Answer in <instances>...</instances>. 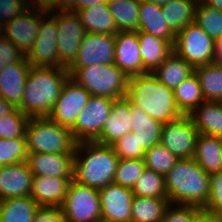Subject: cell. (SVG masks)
<instances>
[{
	"label": "cell",
	"mask_w": 222,
	"mask_h": 222,
	"mask_svg": "<svg viewBox=\"0 0 222 222\" xmlns=\"http://www.w3.org/2000/svg\"><path fill=\"white\" fill-rule=\"evenodd\" d=\"M26 56L0 33V70L5 66L22 61Z\"/></svg>",
	"instance_id": "cell-45"
},
{
	"label": "cell",
	"mask_w": 222,
	"mask_h": 222,
	"mask_svg": "<svg viewBox=\"0 0 222 222\" xmlns=\"http://www.w3.org/2000/svg\"><path fill=\"white\" fill-rule=\"evenodd\" d=\"M205 101L222 102V64L212 62L194 68Z\"/></svg>",
	"instance_id": "cell-32"
},
{
	"label": "cell",
	"mask_w": 222,
	"mask_h": 222,
	"mask_svg": "<svg viewBox=\"0 0 222 222\" xmlns=\"http://www.w3.org/2000/svg\"><path fill=\"white\" fill-rule=\"evenodd\" d=\"M76 3L77 0H60V3L53 10L76 12Z\"/></svg>",
	"instance_id": "cell-48"
},
{
	"label": "cell",
	"mask_w": 222,
	"mask_h": 222,
	"mask_svg": "<svg viewBox=\"0 0 222 222\" xmlns=\"http://www.w3.org/2000/svg\"><path fill=\"white\" fill-rule=\"evenodd\" d=\"M31 68L26 57L0 70V97L16 108L21 105L27 75Z\"/></svg>",
	"instance_id": "cell-21"
},
{
	"label": "cell",
	"mask_w": 222,
	"mask_h": 222,
	"mask_svg": "<svg viewBox=\"0 0 222 222\" xmlns=\"http://www.w3.org/2000/svg\"><path fill=\"white\" fill-rule=\"evenodd\" d=\"M59 61L68 68L76 59L80 42L87 33L76 12L57 11Z\"/></svg>",
	"instance_id": "cell-13"
},
{
	"label": "cell",
	"mask_w": 222,
	"mask_h": 222,
	"mask_svg": "<svg viewBox=\"0 0 222 222\" xmlns=\"http://www.w3.org/2000/svg\"><path fill=\"white\" fill-rule=\"evenodd\" d=\"M193 159L209 175L222 170V138L199 133Z\"/></svg>",
	"instance_id": "cell-26"
},
{
	"label": "cell",
	"mask_w": 222,
	"mask_h": 222,
	"mask_svg": "<svg viewBox=\"0 0 222 222\" xmlns=\"http://www.w3.org/2000/svg\"><path fill=\"white\" fill-rule=\"evenodd\" d=\"M117 31H137L141 0H108Z\"/></svg>",
	"instance_id": "cell-33"
},
{
	"label": "cell",
	"mask_w": 222,
	"mask_h": 222,
	"mask_svg": "<svg viewBox=\"0 0 222 222\" xmlns=\"http://www.w3.org/2000/svg\"><path fill=\"white\" fill-rule=\"evenodd\" d=\"M73 178L33 176L30 196L40 207H61Z\"/></svg>",
	"instance_id": "cell-22"
},
{
	"label": "cell",
	"mask_w": 222,
	"mask_h": 222,
	"mask_svg": "<svg viewBox=\"0 0 222 222\" xmlns=\"http://www.w3.org/2000/svg\"><path fill=\"white\" fill-rule=\"evenodd\" d=\"M112 148L119 159H143L145 151L138 145L133 132H129L115 141Z\"/></svg>",
	"instance_id": "cell-43"
},
{
	"label": "cell",
	"mask_w": 222,
	"mask_h": 222,
	"mask_svg": "<svg viewBox=\"0 0 222 222\" xmlns=\"http://www.w3.org/2000/svg\"><path fill=\"white\" fill-rule=\"evenodd\" d=\"M30 5L24 0H0V29L15 16L22 14Z\"/></svg>",
	"instance_id": "cell-46"
},
{
	"label": "cell",
	"mask_w": 222,
	"mask_h": 222,
	"mask_svg": "<svg viewBox=\"0 0 222 222\" xmlns=\"http://www.w3.org/2000/svg\"><path fill=\"white\" fill-rule=\"evenodd\" d=\"M16 107L0 97V118L12 113Z\"/></svg>",
	"instance_id": "cell-51"
},
{
	"label": "cell",
	"mask_w": 222,
	"mask_h": 222,
	"mask_svg": "<svg viewBox=\"0 0 222 222\" xmlns=\"http://www.w3.org/2000/svg\"><path fill=\"white\" fill-rule=\"evenodd\" d=\"M90 96L87 90L69 78L48 117L59 125L71 129L75 125L77 115L83 110Z\"/></svg>",
	"instance_id": "cell-14"
},
{
	"label": "cell",
	"mask_w": 222,
	"mask_h": 222,
	"mask_svg": "<svg viewBox=\"0 0 222 222\" xmlns=\"http://www.w3.org/2000/svg\"><path fill=\"white\" fill-rule=\"evenodd\" d=\"M203 212L222 222V170L210 175V196Z\"/></svg>",
	"instance_id": "cell-42"
},
{
	"label": "cell",
	"mask_w": 222,
	"mask_h": 222,
	"mask_svg": "<svg viewBox=\"0 0 222 222\" xmlns=\"http://www.w3.org/2000/svg\"><path fill=\"white\" fill-rule=\"evenodd\" d=\"M143 160L146 168L165 177L179 159L164 145L158 143L144 153Z\"/></svg>",
	"instance_id": "cell-38"
},
{
	"label": "cell",
	"mask_w": 222,
	"mask_h": 222,
	"mask_svg": "<svg viewBox=\"0 0 222 222\" xmlns=\"http://www.w3.org/2000/svg\"><path fill=\"white\" fill-rule=\"evenodd\" d=\"M48 11L30 6L22 14L8 21L0 33L8 38L25 56L32 49L37 37L41 18Z\"/></svg>",
	"instance_id": "cell-12"
},
{
	"label": "cell",
	"mask_w": 222,
	"mask_h": 222,
	"mask_svg": "<svg viewBox=\"0 0 222 222\" xmlns=\"http://www.w3.org/2000/svg\"><path fill=\"white\" fill-rule=\"evenodd\" d=\"M131 119V101L127 97L114 100L110 116L105 121L100 135L94 141L112 145L125 134L131 132Z\"/></svg>",
	"instance_id": "cell-20"
},
{
	"label": "cell",
	"mask_w": 222,
	"mask_h": 222,
	"mask_svg": "<svg viewBox=\"0 0 222 222\" xmlns=\"http://www.w3.org/2000/svg\"><path fill=\"white\" fill-rule=\"evenodd\" d=\"M115 35L86 33L75 61L69 67H84L93 64L114 62Z\"/></svg>",
	"instance_id": "cell-15"
},
{
	"label": "cell",
	"mask_w": 222,
	"mask_h": 222,
	"mask_svg": "<svg viewBox=\"0 0 222 222\" xmlns=\"http://www.w3.org/2000/svg\"><path fill=\"white\" fill-rule=\"evenodd\" d=\"M26 3H28L30 6L35 7V0H24Z\"/></svg>",
	"instance_id": "cell-56"
},
{
	"label": "cell",
	"mask_w": 222,
	"mask_h": 222,
	"mask_svg": "<svg viewBox=\"0 0 222 222\" xmlns=\"http://www.w3.org/2000/svg\"><path fill=\"white\" fill-rule=\"evenodd\" d=\"M203 213V209L195 206L170 204L161 222H195Z\"/></svg>",
	"instance_id": "cell-44"
},
{
	"label": "cell",
	"mask_w": 222,
	"mask_h": 222,
	"mask_svg": "<svg viewBox=\"0 0 222 222\" xmlns=\"http://www.w3.org/2000/svg\"><path fill=\"white\" fill-rule=\"evenodd\" d=\"M114 99L104 96H90L83 110L77 115L75 125L70 129L77 142L94 141L101 133L110 116Z\"/></svg>",
	"instance_id": "cell-10"
},
{
	"label": "cell",
	"mask_w": 222,
	"mask_h": 222,
	"mask_svg": "<svg viewBox=\"0 0 222 222\" xmlns=\"http://www.w3.org/2000/svg\"><path fill=\"white\" fill-rule=\"evenodd\" d=\"M132 123L131 132L138 145L146 152L153 145L160 143L162 125L159 120L152 118L147 112L131 103Z\"/></svg>",
	"instance_id": "cell-23"
},
{
	"label": "cell",
	"mask_w": 222,
	"mask_h": 222,
	"mask_svg": "<svg viewBox=\"0 0 222 222\" xmlns=\"http://www.w3.org/2000/svg\"><path fill=\"white\" fill-rule=\"evenodd\" d=\"M59 3L60 0H35V8L52 11Z\"/></svg>",
	"instance_id": "cell-49"
},
{
	"label": "cell",
	"mask_w": 222,
	"mask_h": 222,
	"mask_svg": "<svg viewBox=\"0 0 222 222\" xmlns=\"http://www.w3.org/2000/svg\"><path fill=\"white\" fill-rule=\"evenodd\" d=\"M188 116L198 133L222 138V102L204 101Z\"/></svg>",
	"instance_id": "cell-27"
},
{
	"label": "cell",
	"mask_w": 222,
	"mask_h": 222,
	"mask_svg": "<svg viewBox=\"0 0 222 222\" xmlns=\"http://www.w3.org/2000/svg\"><path fill=\"white\" fill-rule=\"evenodd\" d=\"M169 205L168 198L134 196L132 222H161Z\"/></svg>",
	"instance_id": "cell-34"
},
{
	"label": "cell",
	"mask_w": 222,
	"mask_h": 222,
	"mask_svg": "<svg viewBox=\"0 0 222 222\" xmlns=\"http://www.w3.org/2000/svg\"><path fill=\"white\" fill-rule=\"evenodd\" d=\"M74 154L29 153L27 164L33 176L73 178Z\"/></svg>",
	"instance_id": "cell-19"
},
{
	"label": "cell",
	"mask_w": 222,
	"mask_h": 222,
	"mask_svg": "<svg viewBox=\"0 0 222 222\" xmlns=\"http://www.w3.org/2000/svg\"><path fill=\"white\" fill-rule=\"evenodd\" d=\"M194 23L214 41L222 37V10L211 7L202 0L197 3Z\"/></svg>",
	"instance_id": "cell-36"
},
{
	"label": "cell",
	"mask_w": 222,
	"mask_h": 222,
	"mask_svg": "<svg viewBox=\"0 0 222 222\" xmlns=\"http://www.w3.org/2000/svg\"><path fill=\"white\" fill-rule=\"evenodd\" d=\"M28 154L26 138H0V166L26 162Z\"/></svg>",
	"instance_id": "cell-40"
},
{
	"label": "cell",
	"mask_w": 222,
	"mask_h": 222,
	"mask_svg": "<svg viewBox=\"0 0 222 222\" xmlns=\"http://www.w3.org/2000/svg\"><path fill=\"white\" fill-rule=\"evenodd\" d=\"M134 196L168 198L165 188V177L145 168L132 188Z\"/></svg>",
	"instance_id": "cell-37"
},
{
	"label": "cell",
	"mask_w": 222,
	"mask_h": 222,
	"mask_svg": "<svg viewBox=\"0 0 222 222\" xmlns=\"http://www.w3.org/2000/svg\"><path fill=\"white\" fill-rule=\"evenodd\" d=\"M199 0H170L161 6L164 20L175 32L194 23L195 9Z\"/></svg>",
	"instance_id": "cell-31"
},
{
	"label": "cell",
	"mask_w": 222,
	"mask_h": 222,
	"mask_svg": "<svg viewBox=\"0 0 222 222\" xmlns=\"http://www.w3.org/2000/svg\"><path fill=\"white\" fill-rule=\"evenodd\" d=\"M58 29L57 11H48L40 21V28L32 49L26 55L33 67L64 68L57 50Z\"/></svg>",
	"instance_id": "cell-9"
},
{
	"label": "cell",
	"mask_w": 222,
	"mask_h": 222,
	"mask_svg": "<svg viewBox=\"0 0 222 222\" xmlns=\"http://www.w3.org/2000/svg\"><path fill=\"white\" fill-rule=\"evenodd\" d=\"M145 168L143 159H119L113 183L132 189Z\"/></svg>",
	"instance_id": "cell-39"
},
{
	"label": "cell",
	"mask_w": 222,
	"mask_h": 222,
	"mask_svg": "<svg viewBox=\"0 0 222 222\" xmlns=\"http://www.w3.org/2000/svg\"><path fill=\"white\" fill-rule=\"evenodd\" d=\"M101 219L114 222H132V189L111 183L99 189Z\"/></svg>",
	"instance_id": "cell-16"
},
{
	"label": "cell",
	"mask_w": 222,
	"mask_h": 222,
	"mask_svg": "<svg viewBox=\"0 0 222 222\" xmlns=\"http://www.w3.org/2000/svg\"><path fill=\"white\" fill-rule=\"evenodd\" d=\"M107 2L108 0H77L76 12L88 7H92L93 5H98Z\"/></svg>",
	"instance_id": "cell-50"
},
{
	"label": "cell",
	"mask_w": 222,
	"mask_h": 222,
	"mask_svg": "<svg viewBox=\"0 0 222 222\" xmlns=\"http://www.w3.org/2000/svg\"><path fill=\"white\" fill-rule=\"evenodd\" d=\"M69 78L67 68L31 66L18 109L29 118L48 117Z\"/></svg>",
	"instance_id": "cell-1"
},
{
	"label": "cell",
	"mask_w": 222,
	"mask_h": 222,
	"mask_svg": "<svg viewBox=\"0 0 222 222\" xmlns=\"http://www.w3.org/2000/svg\"><path fill=\"white\" fill-rule=\"evenodd\" d=\"M173 52L193 68L204 66L214 62L215 41L192 23L176 33Z\"/></svg>",
	"instance_id": "cell-7"
},
{
	"label": "cell",
	"mask_w": 222,
	"mask_h": 222,
	"mask_svg": "<svg viewBox=\"0 0 222 222\" xmlns=\"http://www.w3.org/2000/svg\"><path fill=\"white\" fill-rule=\"evenodd\" d=\"M143 1H148V2H151L155 5L163 6L170 0H143Z\"/></svg>",
	"instance_id": "cell-55"
},
{
	"label": "cell",
	"mask_w": 222,
	"mask_h": 222,
	"mask_svg": "<svg viewBox=\"0 0 222 222\" xmlns=\"http://www.w3.org/2000/svg\"><path fill=\"white\" fill-rule=\"evenodd\" d=\"M127 98L162 123L182 116L175 101L174 90L161 83L152 73L129 77Z\"/></svg>",
	"instance_id": "cell-4"
},
{
	"label": "cell",
	"mask_w": 222,
	"mask_h": 222,
	"mask_svg": "<svg viewBox=\"0 0 222 222\" xmlns=\"http://www.w3.org/2000/svg\"><path fill=\"white\" fill-rule=\"evenodd\" d=\"M214 62L222 64V37L215 41Z\"/></svg>",
	"instance_id": "cell-52"
},
{
	"label": "cell",
	"mask_w": 222,
	"mask_h": 222,
	"mask_svg": "<svg viewBox=\"0 0 222 222\" xmlns=\"http://www.w3.org/2000/svg\"><path fill=\"white\" fill-rule=\"evenodd\" d=\"M119 158L111 145L96 141L78 142L73 160V180L102 189L113 183Z\"/></svg>",
	"instance_id": "cell-2"
},
{
	"label": "cell",
	"mask_w": 222,
	"mask_h": 222,
	"mask_svg": "<svg viewBox=\"0 0 222 222\" xmlns=\"http://www.w3.org/2000/svg\"><path fill=\"white\" fill-rule=\"evenodd\" d=\"M174 96L178 110L182 115H189L205 101L195 72L174 90Z\"/></svg>",
	"instance_id": "cell-35"
},
{
	"label": "cell",
	"mask_w": 222,
	"mask_h": 222,
	"mask_svg": "<svg viewBox=\"0 0 222 222\" xmlns=\"http://www.w3.org/2000/svg\"><path fill=\"white\" fill-rule=\"evenodd\" d=\"M33 222H67L61 207H39Z\"/></svg>",
	"instance_id": "cell-47"
},
{
	"label": "cell",
	"mask_w": 222,
	"mask_h": 222,
	"mask_svg": "<svg viewBox=\"0 0 222 222\" xmlns=\"http://www.w3.org/2000/svg\"><path fill=\"white\" fill-rule=\"evenodd\" d=\"M195 222H220L217 218L214 216L208 215L206 213H202Z\"/></svg>",
	"instance_id": "cell-53"
},
{
	"label": "cell",
	"mask_w": 222,
	"mask_h": 222,
	"mask_svg": "<svg viewBox=\"0 0 222 222\" xmlns=\"http://www.w3.org/2000/svg\"><path fill=\"white\" fill-rule=\"evenodd\" d=\"M205 4L217 8L218 10H222V0H202Z\"/></svg>",
	"instance_id": "cell-54"
},
{
	"label": "cell",
	"mask_w": 222,
	"mask_h": 222,
	"mask_svg": "<svg viewBox=\"0 0 222 222\" xmlns=\"http://www.w3.org/2000/svg\"><path fill=\"white\" fill-rule=\"evenodd\" d=\"M199 133L188 115L163 123L160 143L178 159L193 158Z\"/></svg>",
	"instance_id": "cell-11"
},
{
	"label": "cell",
	"mask_w": 222,
	"mask_h": 222,
	"mask_svg": "<svg viewBox=\"0 0 222 222\" xmlns=\"http://www.w3.org/2000/svg\"><path fill=\"white\" fill-rule=\"evenodd\" d=\"M67 222H99L101 202L98 189L71 180L63 205Z\"/></svg>",
	"instance_id": "cell-8"
},
{
	"label": "cell",
	"mask_w": 222,
	"mask_h": 222,
	"mask_svg": "<svg viewBox=\"0 0 222 222\" xmlns=\"http://www.w3.org/2000/svg\"><path fill=\"white\" fill-rule=\"evenodd\" d=\"M113 63L128 77L144 74L137 31H119L115 35Z\"/></svg>",
	"instance_id": "cell-17"
},
{
	"label": "cell",
	"mask_w": 222,
	"mask_h": 222,
	"mask_svg": "<svg viewBox=\"0 0 222 222\" xmlns=\"http://www.w3.org/2000/svg\"><path fill=\"white\" fill-rule=\"evenodd\" d=\"M32 179L27 162L0 166V200L30 196Z\"/></svg>",
	"instance_id": "cell-18"
},
{
	"label": "cell",
	"mask_w": 222,
	"mask_h": 222,
	"mask_svg": "<svg viewBox=\"0 0 222 222\" xmlns=\"http://www.w3.org/2000/svg\"><path fill=\"white\" fill-rule=\"evenodd\" d=\"M99 222H114V221H108V220L101 219Z\"/></svg>",
	"instance_id": "cell-57"
},
{
	"label": "cell",
	"mask_w": 222,
	"mask_h": 222,
	"mask_svg": "<svg viewBox=\"0 0 222 222\" xmlns=\"http://www.w3.org/2000/svg\"><path fill=\"white\" fill-rule=\"evenodd\" d=\"M76 13L88 33L108 35H116L118 33L107 3L93 5Z\"/></svg>",
	"instance_id": "cell-28"
},
{
	"label": "cell",
	"mask_w": 222,
	"mask_h": 222,
	"mask_svg": "<svg viewBox=\"0 0 222 222\" xmlns=\"http://www.w3.org/2000/svg\"><path fill=\"white\" fill-rule=\"evenodd\" d=\"M194 73V68L172 52L152 73L169 89L175 90Z\"/></svg>",
	"instance_id": "cell-29"
},
{
	"label": "cell",
	"mask_w": 222,
	"mask_h": 222,
	"mask_svg": "<svg viewBox=\"0 0 222 222\" xmlns=\"http://www.w3.org/2000/svg\"><path fill=\"white\" fill-rule=\"evenodd\" d=\"M39 207L31 196L0 200V222H33Z\"/></svg>",
	"instance_id": "cell-30"
},
{
	"label": "cell",
	"mask_w": 222,
	"mask_h": 222,
	"mask_svg": "<svg viewBox=\"0 0 222 222\" xmlns=\"http://www.w3.org/2000/svg\"><path fill=\"white\" fill-rule=\"evenodd\" d=\"M140 44L144 74L153 73L173 52V46L167 41L151 34L137 31Z\"/></svg>",
	"instance_id": "cell-25"
},
{
	"label": "cell",
	"mask_w": 222,
	"mask_h": 222,
	"mask_svg": "<svg viewBox=\"0 0 222 222\" xmlns=\"http://www.w3.org/2000/svg\"><path fill=\"white\" fill-rule=\"evenodd\" d=\"M29 117L16 108L12 113L0 118V138H26Z\"/></svg>",
	"instance_id": "cell-41"
},
{
	"label": "cell",
	"mask_w": 222,
	"mask_h": 222,
	"mask_svg": "<svg viewBox=\"0 0 222 222\" xmlns=\"http://www.w3.org/2000/svg\"><path fill=\"white\" fill-rule=\"evenodd\" d=\"M25 136L28 153L74 154L78 143L69 128L49 117L29 118Z\"/></svg>",
	"instance_id": "cell-6"
},
{
	"label": "cell",
	"mask_w": 222,
	"mask_h": 222,
	"mask_svg": "<svg viewBox=\"0 0 222 222\" xmlns=\"http://www.w3.org/2000/svg\"><path fill=\"white\" fill-rule=\"evenodd\" d=\"M70 78L92 96L127 97L129 77L114 63L68 67Z\"/></svg>",
	"instance_id": "cell-5"
},
{
	"label": "cell",
	"mask_w": 222,
	"mask_h": 222,
	"mask_svg": "<svg viewBox=\"0 0 222 222\" xmlns=\"http://www.w3.org/2000/svg\"><path fill=\"white\" fill-rule=\"evenodd\" d=\"M137 31L167 40L172 46L175 43L176 33L164 20L161 6L141 0Z\"/></svg>",
	"instance_id": "cell-24"
},
{
	"label": "cell",
	"mask_w": 222,
	"mask_h": 222,
	"mask_svg": "<svg viewBox=\"0 0 222 222\" xmlns=\"http://www.w3.org/2000/svg\"><path fill=\"white\" fill-rule=\"evenodd\" d=\"M170 204L204 209L210 196V175L193 158L179 159L165 176Z\"/></svg>",
	"instance_id": "cell-3"
}]
</instances>
